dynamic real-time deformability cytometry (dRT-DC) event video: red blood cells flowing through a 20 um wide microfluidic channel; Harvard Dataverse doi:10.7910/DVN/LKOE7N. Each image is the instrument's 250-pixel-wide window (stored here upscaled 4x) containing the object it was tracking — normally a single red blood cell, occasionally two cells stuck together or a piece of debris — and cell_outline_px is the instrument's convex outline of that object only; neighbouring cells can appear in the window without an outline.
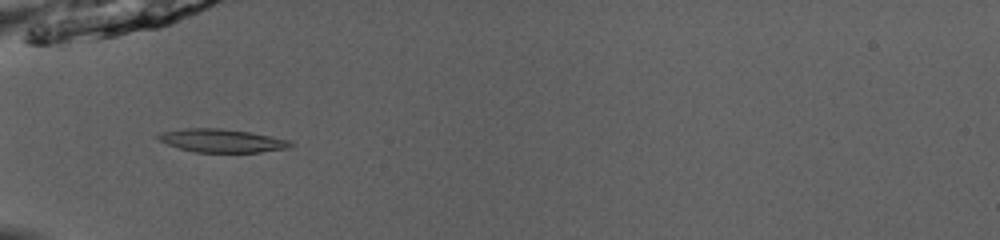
{"species": "common noctule bat (a hibernating species)", "species_latin": "Nyctalus noctula", "temperature_condition": "room temperature", "stored_images_in_passage": 34, "camera_frame_rate_fps": 3000, "um_per_image_px": 0.085, "animal": {"sex": "male", "body_mass_g": 13.0, "forearm_length_mm": 53.1}, "frame": {"image": 1, "passage_image": 2, "time_ms": 0.333, "image_size_px": [1000, 240], "cell_outline_px": [[292, 144], [288, 148], [260, 152], [196, 152], [180, 148], [168, 144], [160, 140], [156, 136], [160, 132], [184, 128], [220, 128], [248, 132], [272, 136], [292, 140]], "centroid_in_image_um": [18.87, 11.95], "position_along_channel_um": 66.1, "area_um2": 17.86}}
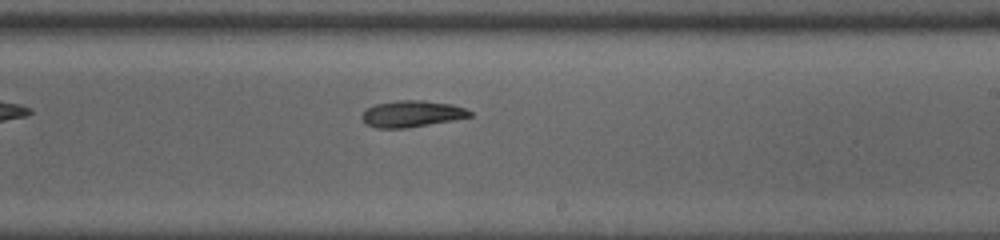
{"frame": {"image": 2, "passage_image": 16, "time_ms": 5.0, "image_size_px": [1000, 240], "cell_outline_px": [[472, 116], [452, 120], [408, 128], [376, 128], [364, 124], [360, 116], [372, 104], [400, 100], [424, 100], [452, 104], [464, 108], [472, 112]], "centroid_in_image_um": [34.96, 9.67], "position_along_channel_um": 254.0, "area_um2": 16.76}}
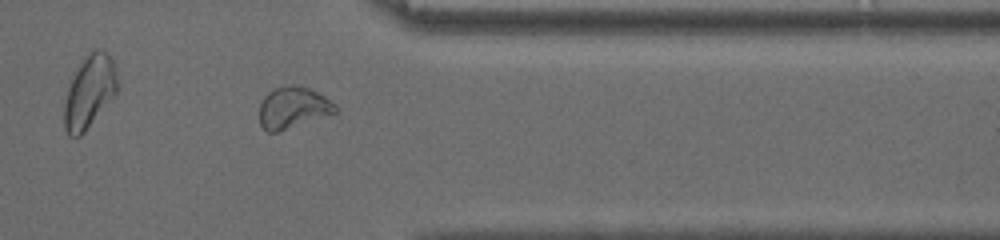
{"frame": {"image": 3, "passage_image": 26, "time_ms": 8.333, "image_size_px": [1000, 240], "cell_outline_px": [[340, 112], [276, 132], [268, 132], [260, 124], [260, 104], [264, 96], [268, 92], [276, 88], [288, 84], [292, 84], [308, 88], [324, 96], [336, 104], [340, 108]], "centroid_in_image_um": [24.95, 9.15], "position_along_channel_um": 386.5, "area_um2": 18.44}, "authors_computed_cell_mechanics": {"area_um2": 17.1377, "velocity_mm_per_s": 4.0801, "shape_relaxation_time_tau1_ms": 4.5981, "shape_relaxation_time_tau2_ms": 4.8123, "deformation_change_tau1": 0.1731, "deformation_change_tau2": 0.0891}}